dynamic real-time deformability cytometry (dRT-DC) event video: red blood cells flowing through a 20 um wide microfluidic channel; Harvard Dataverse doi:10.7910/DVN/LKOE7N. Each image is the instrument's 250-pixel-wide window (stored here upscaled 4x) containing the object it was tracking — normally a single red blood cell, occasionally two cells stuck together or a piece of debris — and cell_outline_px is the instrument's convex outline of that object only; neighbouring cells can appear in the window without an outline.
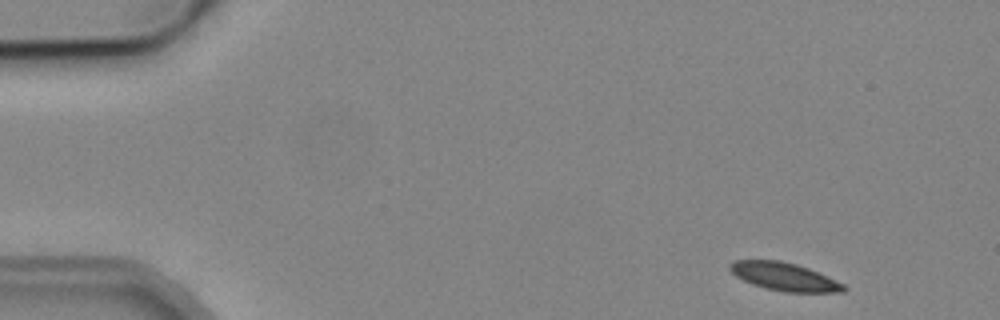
{"species": "common noctule bat (a hibernating species)", "species_latin": "Nyctalus noctula", "temperature_condition": "cold", "stored_images_in_passage": 5, "camera_frame_rate_fps": 3000, "um_per_image_px": 0.085, "animal": {"sex": "male", "body_mass_g": 19.2, "forearm_length_mm": 51.8}, "frame": {"image": 1, "passage_image": 1, "time_ms": 0.0, "image_size_px": [1000, 320], "cell_outline_px": [[848, 288], [844, 292], [784, 292], [764, 288], [752, 284], [736, 276], [728, 268], [728, 264], [732, 260], [780, 260], [796, 264], [808, 268], [828, 276], [844, 284]], "centroid_in_image_um": [66.66, 23.51], "position_along_channel_um": 18.3, "area_um2": 18.73}}
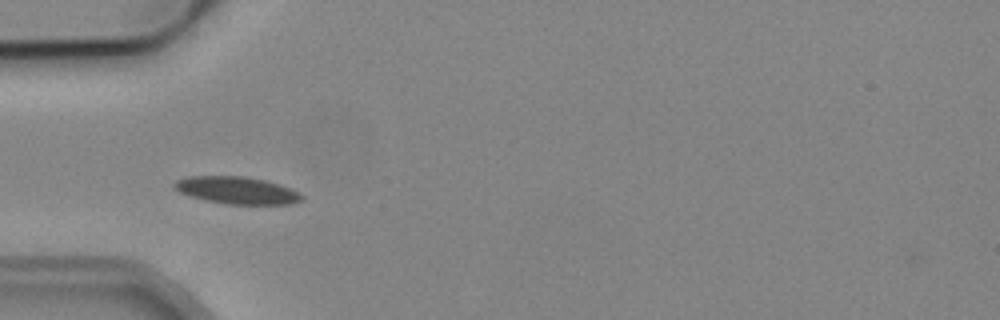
{"frame": {"image": 2, "passage_image": 4, "time_ms": 4.0, "image_size_px": [1000, 320], "cell_outline_px": [[304, 200], [292, 204], [228, 204], [204, 200], [188, 196], [172, 188], [172, 184], [176, 180], [188, 176], [244, 176], [264, 180], [280, 184], [292, 188], [300, 192], [304, 196]], "centroid_in_image_um": [20.14, 16.18], "position_along_channel_um": 64.9, "area_um2": 20.58}}